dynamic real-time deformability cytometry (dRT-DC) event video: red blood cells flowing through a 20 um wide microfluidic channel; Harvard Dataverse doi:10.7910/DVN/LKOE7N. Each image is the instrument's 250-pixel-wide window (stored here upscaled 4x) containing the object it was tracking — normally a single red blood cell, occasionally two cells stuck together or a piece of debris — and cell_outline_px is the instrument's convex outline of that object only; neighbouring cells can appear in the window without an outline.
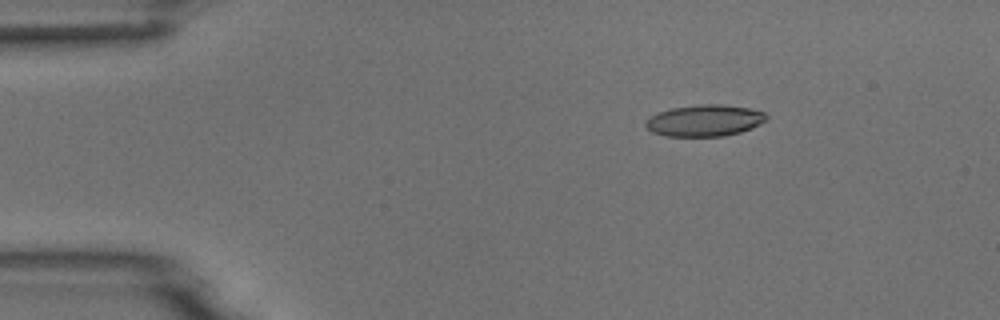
{"species": "common noctule bat (a hibernating species)", "species_latin": "Nyctalus noctula", "temperature_condition": "room temperature", "stored_images_in_passage": 3, "camera_frame_rate_fps": 3000, "um_per_image_px": 0.085, "animal": {"sex": "male", "body_mass_g": 18.8}, "frame": {"image": 1, "passage_image": 1, "time_ms": 0.0, "image_size_px": [1000, 320], "cell_outline_px": [[768, 120], [752, 128], [740, 132], [724, 136], [664, 136], [652, 132], [644, 124], [656, 112], [672, 108], [700, 104], [724, 104], [748, 108], [764, 112], [768, 116]], "centroid_in_image_um": [59.92, 10.24], "position_along_channel_um": 25.1, "area_um2": 22.25}}